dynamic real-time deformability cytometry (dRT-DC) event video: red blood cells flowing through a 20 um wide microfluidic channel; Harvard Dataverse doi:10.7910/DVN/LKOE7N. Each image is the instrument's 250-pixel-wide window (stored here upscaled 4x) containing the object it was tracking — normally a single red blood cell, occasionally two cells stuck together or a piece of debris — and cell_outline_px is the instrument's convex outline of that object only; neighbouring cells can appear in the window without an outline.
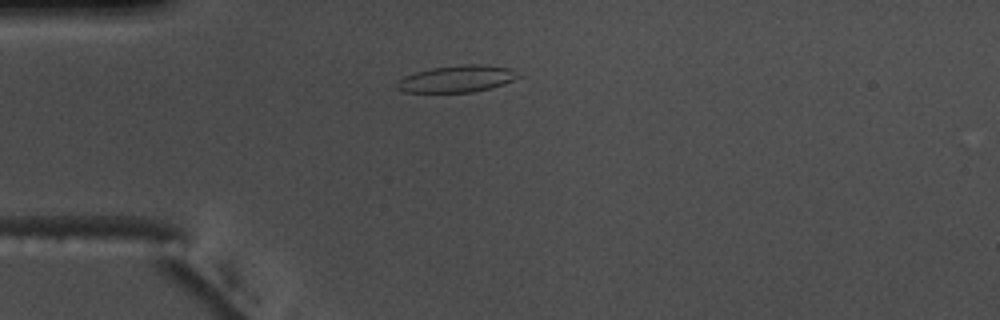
{"species": "common noctule bat (a hibernating species)", "species_latin": "Nyctalus noctula", "temperature_condition": "warm", "stored_images_in_passage": 41, "camera_frame_rate_fps": 3000, "um_per_image_px": 0.085, "animal": {"sex": "male", "body_mass_g": 17.5, "forearm_length_mm": 52.3}, "frame": {"image": 1, "passage_image": 1, "time_ms": 0.0, "image_size_px": [1000, 320], "cell_outline_px": [[520, 76], [504, 84], [472, 92], [404, 92], [396, 88], [396, 80], [404, 76], [416, 72], [432, 68], [460, 64], [480, 64], [512, 68]], "centroid_in_image_um": [38.8, 6.69], "position_along_channel_um": 46.2, "area_um2": 18.96}}
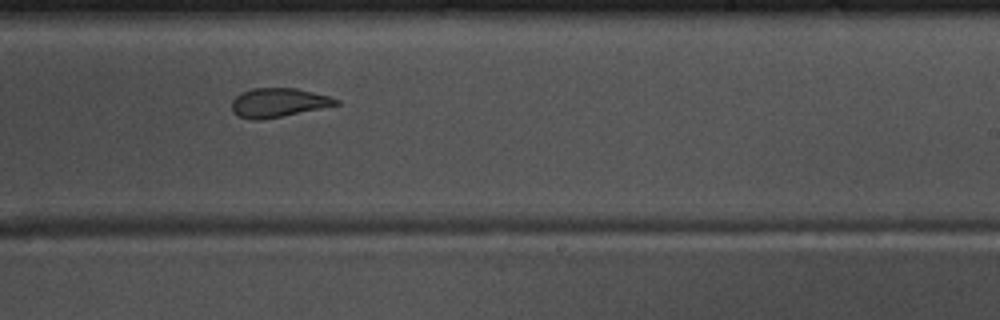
{"frame": {"image": 2, "passage_image": 20, "time_ms": 6.333, "image_size_px": [1000, 320], "cell_outline_px": [[340, 104], [264, 120], [252, 120], [240, 116], [232, 112], [232, 100], [240, 92], [252, 88], [296, 88], [328, 96], [340, 100]], "centroid_in_image_um": [23.63, 8.72], "position_along_channel_um": 265.4, "area_um2": 17.63}}
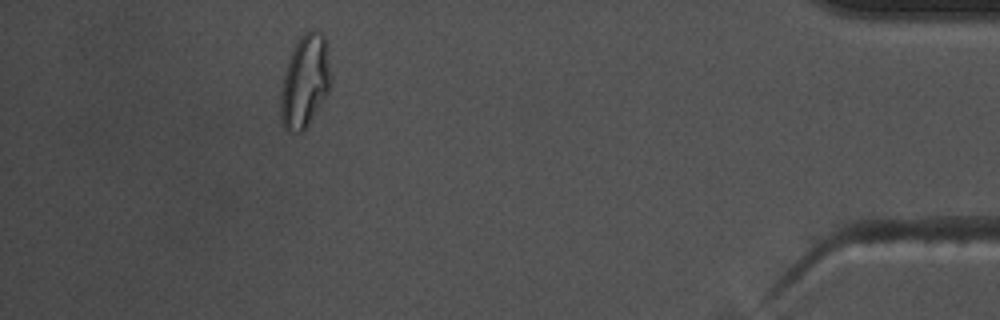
{"frame": {"image": 3, "passage_image": 36, "time_ms": 11.667, "image_size_px": [1000, 320], "cell_outline_px": [[332, 88], [304, 132], [288, 132], [284, 128], [280, 116], [280, 92], [284, 72], [292, 48], [296, 40], [304, 32], [312, 28], [316, 28], [324, 36], [332, 76]], "centroid_in_image_um": [25.93, 6.92], "position_along_channel_um": 409.3, "area_um2": 27.98}, "authors_computed_cell_mechanics": {"area_um2": 19.4786, "velocity_mm_per_s": 3.7362, "shape_relaxation_time_tau1_ms": null, "shape_relaxation_time_tau2_ms": 2.0117, "deformation_change_tau1": null, "deformation_change_tau2": 0.0937}}